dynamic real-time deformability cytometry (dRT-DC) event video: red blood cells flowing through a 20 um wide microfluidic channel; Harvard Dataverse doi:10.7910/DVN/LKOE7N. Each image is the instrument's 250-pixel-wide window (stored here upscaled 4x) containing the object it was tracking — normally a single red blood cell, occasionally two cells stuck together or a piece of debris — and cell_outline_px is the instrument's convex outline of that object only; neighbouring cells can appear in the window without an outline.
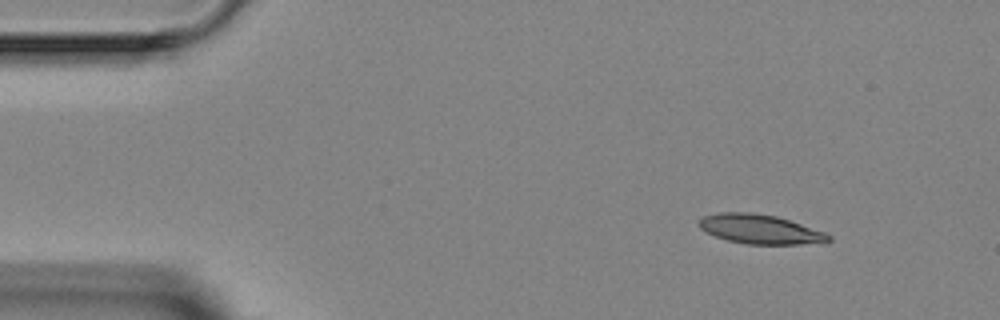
{"species": "Egyptian fruit bat (a non-hibernating species)", "species_latin": "Rousettus aegyptiacus", "temperature_condition": "room temperature", "stored_images_in_passage": 3, "camera_frame_rate_fps": 3000, "um_per_image_px": 0.085, "animal": {"sex": "female"}, "frame": {"image": 1, "passage_image": 1, "time_ms": 0.0, "image_size_px": [1000, 320], "cell_outline_px": [[832, 240], [824, 244], [748, 244], [728, 240], [716, 236], [700, 228], [696, 224], [704, 216], [716, 212], [752, 212], [776, 216], [824, 232], [832, 236]], "centroid_in_image_um": [64.64, 19.49], "position_along_channel_um": 20.4, "area_um2": 22.2}}
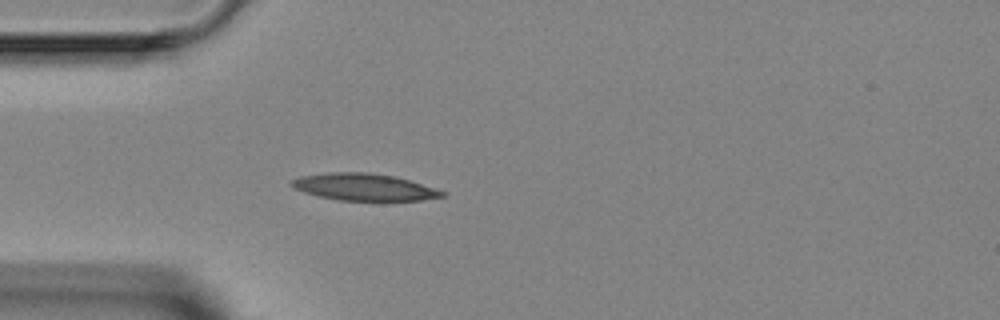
{"frame": {"image": 2, "passage_image": 3, "time_ms": 2.667, "image_size_px": [1000, 320], "cell_outline_px": [[448, 196], [420, 200], [340, 200], [320, 196], [304, 192], [292, 188], [288, 184], [288, 180], [300, 176], [328, 172], [368, 172], [396, 176], [448, 192]], "centroid_in_image_um": [30.93, 15.89], "position_along_channel_um": 54.1, "area_um2": 23.87}}